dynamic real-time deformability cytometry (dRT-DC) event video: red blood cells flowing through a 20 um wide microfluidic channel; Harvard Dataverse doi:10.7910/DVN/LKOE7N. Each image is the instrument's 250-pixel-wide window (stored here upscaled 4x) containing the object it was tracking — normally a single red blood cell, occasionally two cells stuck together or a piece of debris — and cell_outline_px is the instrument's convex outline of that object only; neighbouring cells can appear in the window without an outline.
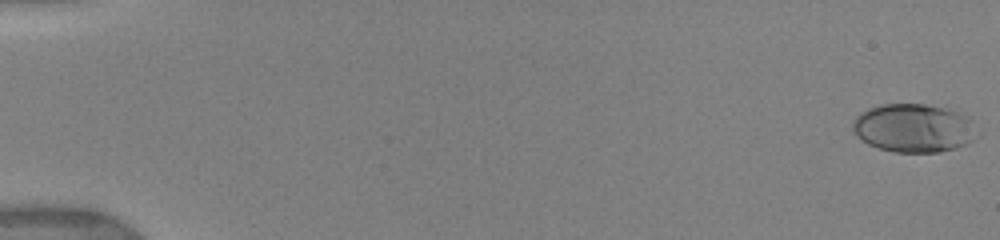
{"species": "human", "species_latin": "Homo sapiens", "temperature_condition": "warm", "stored_images_in_passage": 9, "camera_frame_rate_fps": 3000, "um_per_image_px": 0.085, "donor": {"sex": "female"}, "frame": {"image": 1, "passage_image": 1, "time_ms": 0.0, "image_size_px": [1000, 240], "cell_outline_px": [[980, 136], [956, 148], [940, 152], [892, 152], [868, 144], [860, 140], [852, 128], [852, 120], [860, 112], [868, 108], [880, 104], [924, 104], [956, 112], [964, 116], [980, 132]], "centroid_in_image_um": [77.62, 10.9], "position_along_channel_um": 7.4, "area_um2": 35.08}}
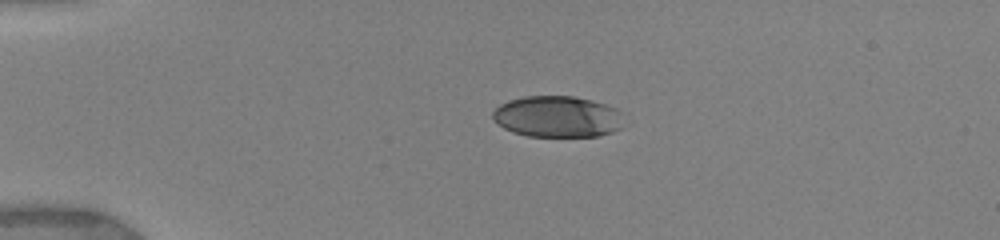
{"frame": {"image": 2, "passage_image": 6, "time_ms": 4.0, "image_size_px": [1000, 240], "cell_outline_px": [[628, 124], [612, 132], [600, 136], [528, 136], [512, 132], [504, 128], [492, 116], [492, 112], [500, 104], [508, 100], [524, 96], [572, 96], [592, 100], [616, 108], [620, 112]], "centroid_in_image_um": [47.43, 9.91], "position_along_channel_um": 37.6, "area_um2": 31.79}}
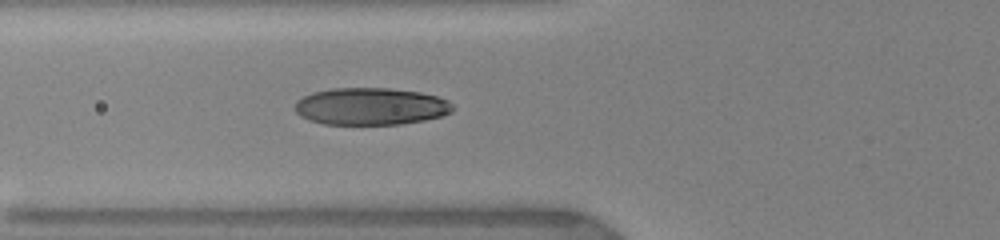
{"frame": {"image": 3, "passage_image": 9, "time_ms": 6.667, "image_size_px": [1000, 240], "cell_outline_px": [[456, 108], [452, 112], [444, 116], [424, 120], [400, 124], [324, 124], [308, 120], [300, 116], [296, 112], [296, 100], [312, 92], [332, 88], [388, 88], [420, 92], [436, 96], [448, 100]], "centroid_in_image_um": [31.53, 9.04], "position_along_channel_um": 94.3, "area_um2": 34.39}}